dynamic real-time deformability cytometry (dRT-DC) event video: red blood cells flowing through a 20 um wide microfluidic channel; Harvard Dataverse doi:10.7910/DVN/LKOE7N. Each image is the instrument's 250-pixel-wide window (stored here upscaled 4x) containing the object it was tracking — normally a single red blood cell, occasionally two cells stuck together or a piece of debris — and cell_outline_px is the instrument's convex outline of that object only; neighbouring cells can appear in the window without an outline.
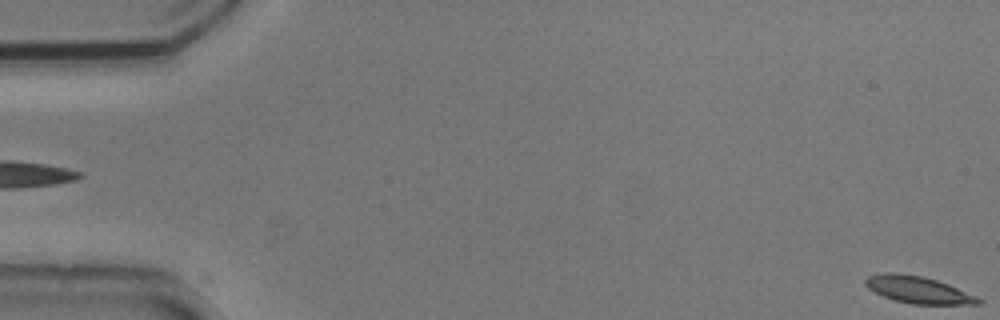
{"species": "common noctule bat (a hibernating species)", "species_latin": "Nyctalus noctula", "temperature_condition": "cold", "stored_images_in_passage": 5, "segment_of_instrument_passage": [2, 2], "camera_frame_rate_fps": 3000, "um_per_image_px": 0.085, "animal": {"sex": "male", "body_mass_g": 20.5, "forearm_length_mm": 52.5}, "frame": {"image": 1, "passage_image": 5, "time_ms": 1.333, "image_size_px": [1000, 320], "cell_outline_px": [[984, 300], [980, 304], [912, 304], [896, 300], [884, 296], [868, 288], [864, 284], [864, 280], [868, 276], [884, 272], [896, 272], [924, 276], [948, 284], [976, 296]], "centroid_in_image_um": [78.04, 24.62], "position_along_channel_um": 7.0, "area_um2": 17.69}}